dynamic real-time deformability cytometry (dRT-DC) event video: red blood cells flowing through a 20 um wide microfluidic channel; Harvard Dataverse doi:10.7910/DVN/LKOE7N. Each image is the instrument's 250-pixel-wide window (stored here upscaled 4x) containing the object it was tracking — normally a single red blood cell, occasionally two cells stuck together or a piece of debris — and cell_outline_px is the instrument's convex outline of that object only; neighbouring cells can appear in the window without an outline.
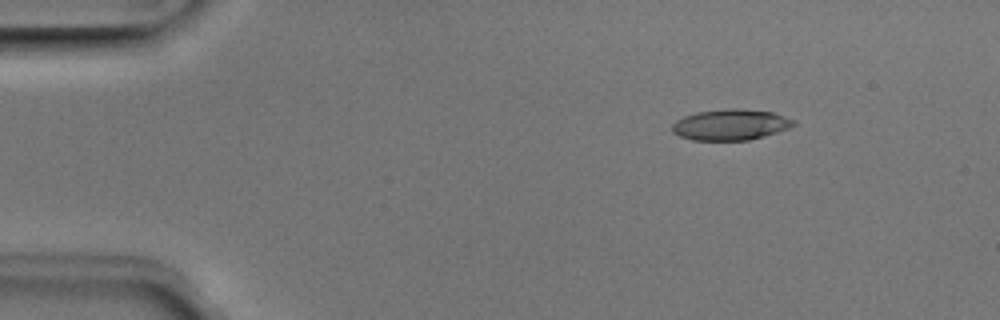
{"species": "Egyptian fruit bat (a non-hibernating species)", "species_latin": "Rousettus aegyptiacus", "temperature_condition": "room temperature", "stored_images_in_passage": 14, "camera_frame_rate_fps": 3000, "um_per_image_px": 0.085, "animal": {"sex": "male"}, "frame": {"image": 1, "passage_image": 7, "time_ms": 2.0, "image_size_px": [1000, 320], "cell_outline_px": [[796, 124], [788, 128], [764, 136], [748, 140], [692, 140], [680, 136], [672, 132], [672, 124], [676, 120], [684, 116], [696, 112], [728, 108], [740, 108], [772, 112], [796, 120]], "centroid_in_image_um": [62.09, 10.59], "position_along_channel_um": 22.9, "area_um2": 21.91}}